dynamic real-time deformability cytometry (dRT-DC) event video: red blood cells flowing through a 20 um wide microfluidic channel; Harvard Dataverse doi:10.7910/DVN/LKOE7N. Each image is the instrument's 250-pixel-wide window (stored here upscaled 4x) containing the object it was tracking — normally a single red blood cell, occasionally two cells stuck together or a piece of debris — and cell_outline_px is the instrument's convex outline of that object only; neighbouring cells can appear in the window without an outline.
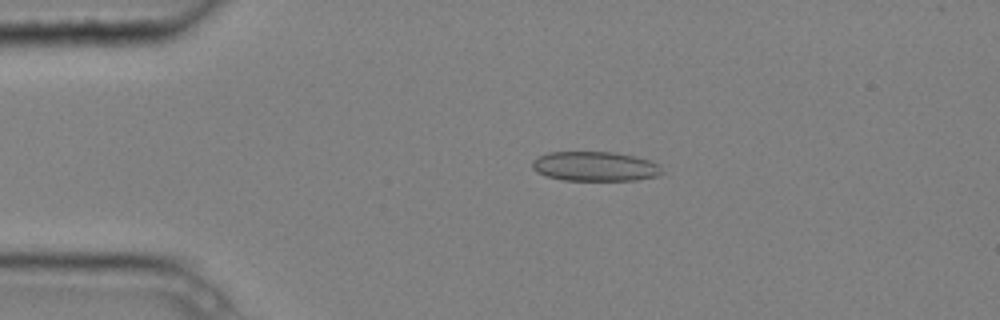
{"species": "common noctule bat (a hibernating species)", "species_latin": "Nyctalus noctula", "temperature_condition": "cold", "stored_images_in_passage": 3, "camera_frame_rate_fps": 3000, "um_per_image_px": 0.085, "animal": {"sex": "male", "body_mass_g": 20.4}, "frame": {"image": 1, "passage_image": 2, "time_ms": 0.333, "image_size_px": [1000, 320], "cell_outline_px": [[664, 172], [656, 176], [636, 180], [564, 180], [544, 176], [536, 172], [532, 168], [532, 160], [536, 156], [548, 152], [612, 152], [636, 156], [660, 164]], "centroid_in_image_um": [50.55, 14.14], "position_along_channel_um": 34.5, "area_um2": 22.6}}